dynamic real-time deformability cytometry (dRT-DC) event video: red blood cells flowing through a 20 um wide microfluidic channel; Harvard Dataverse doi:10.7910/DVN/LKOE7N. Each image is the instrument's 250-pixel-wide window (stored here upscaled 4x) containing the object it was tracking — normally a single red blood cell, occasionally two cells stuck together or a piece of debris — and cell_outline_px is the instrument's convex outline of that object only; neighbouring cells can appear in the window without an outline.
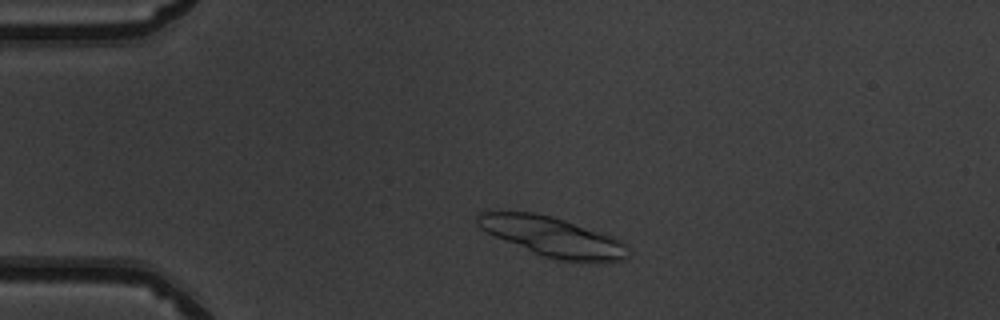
{"species": "common noctule bat (a hibernating species)", "species_latin": "Nyctalus noctula", "temperature_condition": "warm", "stored_images_in_passage": 46, "segment_of_instrument_passage": [1, 2], "camera_frame_rate_fps": 3000, "um_per_image_px": 0.085, "animal": {"sex": "male", "body_mass_g": 19.5, "forearm_length_mm": 54.6}, "frame": {"image": 1, "passage_image": 7, "time_ms": 2.0, "image_size_px": [1000, 320], "cell_outline_px": [[632, 252], [628, 260], [556, 260], [532, 252], [496, 236], [480, 228], [476, 224], [476, 212], [536, 212], [552, 216], [612, 236], [620, 240]], "centroid_in_image_um": [46.97, 20.1], "position_along_channel_um": 38.0, "area_um2": 34.16}}